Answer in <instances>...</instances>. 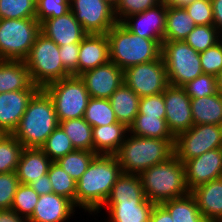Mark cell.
I'll use <instances>...</instances> for the list:
<instances>
[{"label":"cell","mask_w":222,"mask_h":222,"mask_svg":"<svg viewBox=\"0 0 222 222\" xmlns=\"http://www.w3.org/2000/svg\"><path fill=\"white\" fill-rule=\"evenodd\" d=\"M70 11L88 34H106L117 23L114 8L104 0H71Z\"/></svg>","instance_id":"7c38bea8"},{"label":"cell","mask_w":222,"mask_h":222,"mask_svg":"<svg viewBox=\"0 0 222 222\" xmlns=\"http://www.w3.org/2000/svg\"><path fill=\"white\" fill-rule=\"evenodd\" d=\"M32 84L25 61L0 60V93L25 90Z\"/></svg>","instance_id":"d4e9b609"},{"label":"cell","mask_w":222,"mask_h":222,"mask_svg":"<svg viewBox=\"0 0 222 222\" xmlns=\"http://www.w3.org/2000/svg\"><path fill=\"white\" fill-rule=\"evenodd\" d=\"M69 11L68 0H36V19L39 23L48 18L60 17Z\"/></svg>","instance_id":"b9f144b4"},{"label":"cell","mask_w":222,"mask_h":222,"mask_svg":"<svg viewBox=\"0 0 222 222\" xmlns=\"http://www.w3.org/2000/svg\"><path fill=\"white\" fill-rule=\"evenodd\" d=\"M53 193L70 199L75 204L76 181L56 162H52L48 171Z\"/></svg>","instance_id":"8d00e7d4"},{"label":"cell","mask_w":222,"mask_h":222,"mask_svg":"<svg viewBox=\"0 0 222 222\" xmlns=\"http://www.w3.org/2000/svg\"><path fill=\"white\" fill-rule=\"evenodd\" d=\"M167 7L161 2L144 12L128 16L121 23L135 35L153 39L160 46L164 41Z\"/></svg>","instance_id":"9a60e30c"},{"label":"cell","mask_w":222,"mask_h":222,"mask_svg":"<svg viewBox=\"0 0 222 222\" xmlns=\"http://www.w3.org/2000/svg\"><path fill=\"white\" fill-rule=\"evenodd\" d=\"M109 61V41L106 34H87L80 42L78 76Z\"/></svg>","instance_id":"ffe728a7"},{"label":"cell","mask_w":222,"mask_h":222,"mask_svg":"<svg viewBox=\"0 0 222 222\" xmlns=\"http://www.w3.org/2000/svg\"><path fill=\"white\" fill-rule=\"evenodd\" d=\"M106 35L109 41V61L123 71L161 56V46L155 40L135 35L121 22H117Z\"/></svg>","instance_id":"5b68a950"},{"label":"cell","mask_w":222,"mask_h":222,"mask_svg":"<svg viewBox=\"0 0 222 222\" xmlns=\"http://www.w3.org/2000/svg\"><path fill=\"white\" fill-rule=\"evenodd\" d=\"M216 81H217V90L220 94H222V69L216 75Z\"/></svg>","instance_id":"11a10c76"},{"label":"cell","mask_w":222,"mask_h":222,"mask_svg":"<svg viewBox=\"0 0 222 222\" xmlns=\"http://www.w3.org/2000/svg\"><path fill=\"white\" fill-rule=\"evenodd\" d=\"M154 205L147 198L142 202H105L93 215L100 213L103 208H107L106 212L108 211L109 217L105 222H150Z\"/></svg>","instance_id":"7402d4cb"},{"label":"cell","mask_w":222,"mask_h":222,"mask_svg":"<svg viewBox=\"0 0 222 222\" xmlns=\"http://www.w3.org/2000/svg\"><path fill=\"white\" fill-rule=\"evenodd\" d=\"M0 222H28V220L12 209H2L0 210Z\"/></svg>","instance_id":"f5cc1de1"},{"label":"cell","mask_w":222,"mask_h":222,"mask_svg":"<svg viewBox=\"0 0 222 222\" xmlns=\"http://www.w3.org/2000/svg\"><path fill=\"white\" fill-rule=\"evenodd\" d=\"M142 188L149 201L161 204L191 193L186 183L185 167L175 155L139 174Z\"/></svg>","instance_id":"277c9868"},{"label":"cell","mask_w":222,"mask_h":222,"mask_svg":"<svg viewBox=\"0 0 222 222\" xmlns=\"http://www.w3.org/2000/svg\"><path fill=\"white\" fill-rule=\"evenodd\" d=\"M221 40L222 36L214 25H197L184 39L198 53L216 45Z\"/></svg>","instance_id":"d590c367"},{"label":"cell","mask_w":222,"mask_h":222,"mask_svg":"<svg viewBox=\"0 0 222 222\" xmlns=\"http://www.w3.org/2000/svg\"><path fill=\"white\" fill-rule=\"evenodd\" d=\"M161 205L170 213L173 222H207L191 193L181 198L165 201Z\"/></svg>","instance_id":"f546056e"},{"label":"cell","mask_w":222,"mask_h":222,"mask_svg":"<svg viewBox=\"0 0 222 222\" xmlns=\"http://www.w3.org/2000/svg\"><path fill=\"white\" fill-rule=\"evenodd\" d=\"M145 195L139 174H125L117 179L105 202H142Z\"/></svg>","instance_id":"83f0119b"},{"label":"cell","mask_w":222,"mask_h":222,"mask_svg":"<svg viewBox=\"0 0 222 222\" xmlns=\"http://www.w3.org/2000/svg\"><path fill=\"white\" fill-rule=\"evenodd\" d=\"M75 208L77 207L70 199L55 193L39 195L28 222H66L75 215L74 212L77 211Z\"/></svg>","instance_id":"d6986e66"},{"label":"cell","mask_w":222,"mask_h":222,"mask_svg":"<svg viewBox=\"0 0 222 222\" xmlns=\"http://www.w3.org/2000/svg\"><path fill=\"white\" fill-rule=\"evenodd\" d=\"M129 133L139 137L175 139L168 129L166 119L145 117V115H136L134 122L129 127Z\"/></svg>","instance_id":"4dcf8cb0"},{"label":"cell","mask_w":222,"mask_h":222,"mask_svg":"<svg viewBox=\"0 0 222 222\" xmlns=\"http://www.w3.org/2000/svg\"><path fill=\"white\" fill-rule=\"evenodd\" d=\"M196 0H160L167 8L169 7H185Z\"/></svg>","instance_id":"db71d44e"},{"label":"cell","mask_w":222,"mask_h":222,"mask_svg":"<svg viewBox=\"0 0 222 222\" xmlns=\"http://www.w3.org/2000/svg\"><path fill=\"white\" fill-rule=\"evenodd\" d=\"M165 119L174 137L193 125L191 98L183 87L169 85L164 91Z\"/></svg>","instance_id":"4fadbf2b"},{"label":"cell","mask_w":222,"mask_h":222,"mask_svg":"<svg viewBox=\"0 0 222 222\" xmlns=\"http://www.w3.org/2000/svg\"><path fill=\"white\" fill-rule=\"evenodd\" d=\"M165 113L164 92L140 98L137 115L165 119Z\"/></svg>","instance_id":"7dc6e473"},{"label":"cell","mask_w":222,"mask_h":222,"mask_svg":"<svg viewBox=\"0 0 222 222\" xmlns=\"http://www.w3.org/2000/svg\"><path fill=\"white\" fill-rule=\"evenodd\" d=\"M190 98L211 96L218 92L216 76L202 73L183 86Z\"/></svg>","instance_id":"60d3db41"},{"label":"cell","mask_w":222,"mask_h":222,"mask_svg":"<svg viewBox=\"0 0 222 222\" xmlns=\"http://www.w3.org/2000/svg\"><path fill=\"white\" fill-rule=\"evenodd\" d=\"M59 126L69 137L76 150L93 151L92 126L83 117L60 121Z\"/></svg>","instance_id":"1f68e13d"},{"label":"cell","mask_w":222,"mask_h":222,"mask_svg":"<svg viewBox=\"0 0 222 222\" xmlns=\"http://www.w3.org/2000/svg\"><path fill=\"white\" fill-rule=\"evenodd\" d=\"M84 120L92 127L117 123L109 99L90 98L85 110Z\"/></svg>","instance_id":"d6a6232c"},{"label":"cell","mask_w":222,"mask_h":222,"mask_svg":"<svg viewBox=\"0 0 222 222\" xmlns=\"http://www.w3.org/2000/svg\"><path fill=\"white\" fill-rule=\"evenodd\" d=\"M106 1L109 5H111L114 9L117 7L119 4L120 0H104Z\"/></svg>","instance_id":"9f6ffc18"},{"label":"cell","mask_w":222,"mask_h":222,"mask_svg":"<svg viewBox=\"0 0 222 222\" xmlns=\"http://www.w3.org/2000/svg\"><path fill=\"white\" fill-rule=\"evenodd\" d=\"M52 161L41 148H23L16 170L19 183L30 184L48 173Z\"/></svg>","instance_id":"603a6c76"},{"label":"cell","mask_w":222,"mask_h":222,"mask_svg":"<svg viewBox=\"0 0 222 222\" xmlns=\"http://www.w3.org/2000/svg\"><path fill=\"white\" fill-rule=\"evenodd\" d=\"M203 73L216 76L222 69V40L199 53Z\"/></svg>","instance_id":"bcb514c9"},{"label":"cell","mask_w":222,"mask_h":222,"mask_svg":"<svg viewBox=\"0 0 222 222\" xmlns=\"http://www.w3.org/2000/svg\"><path fill=\"white\" fill-rule=\"evenodd\" d=\"M122 173L115 155L97 154L76 182L75 206L90 215L95 214L104 205Z\"/></svg>","instance_id":"6da1fadb"},{"label":"cell","mask_w":222,"mask_h":222,"mask_svg":"<svg viewBox=\"0 0 222 222\" xmlns=\"http://www.w3.org/2000/svg\"><path fill=\"white\" fill-rule=\"evenodd\" d=\"M150 222H173V219L161 204H155L150 216Z\"/></svg>","instance_id":"f907efd6"},{"label":"cell","mask_w":222,"mask_h":222,"mask_svg":"<svg viewBox=\"0 0 222 222\" xmlns=\"http://www.w3.org/2000/svg\"><path fill=\"white\" fill-rule=\"evenodd\" d=\"M191 112L194 125H222V94L191 98Z\"/></svg>","instance_id":"4316f807"},{"label":"cell","mask_w":222,"mask_h":222,"mask_svg":"<svg viewBox=\"0 0 222 222\" xmlns=\"http://www.w3.org/2000/svg\"><path fill=\"white\" fill-rule=\"evenodd\" d=\"M40 33L36 18L0 19V60L24 61Z\"/></svg>","instance_id":"52a82bcc"},{"label":"cell","mask_w":222,"mask_h":222,"mask_svg":"<svg viewBox=\"0 0 222 222\" xmlns=\"http://www.w3.org/2000/svg\"><path fill=\"white\" fill-rule=\"evenodd\" d=\"M175 139L139 137L128 132L115 154L125 174H140L174 155Z\"/></svg>","instance_id":"3957f363"},{"label":"cell","mask_w":222,"mask_h":222,"mask_svg":"<svg viewBox=\"0 0 222 222\" xmlns=\"http://www.w3.org/2000/svg\"><path fill=\"white\" fill-rule=\"evenodd\" d=\"M93 151L74 150L64 157L59 158L56 163L61 166L76 182L86 172L91 161L96 156Z\"/></svg>","instance_id":"836d02e7"},{"label":"cell","mask_w":222,"mask_h":222,"mask_svg":"<svg viewBox=\"0 0 222 222\" xmlns=\"http://www.w3.org/2000/svg\"><path fill=\"white\" fill-rule=\"evenodd\" d=\"M58 126L59 121L52 98L40 88L28 102L12 135L25 148H41Z\"/></svg>","instance_id":"7a4b0ae2"},{"label":"cell","mask_w":222,"mask_h":222,"mask_svg":"<svg viewBox=\"0 0 222 222\" xmlns=\"http://www.w3.org/2000/svg\"><path fill=\"white\" fill-rule=\"evenodd\" d=\"M128 132L129 128L119 122L92 127L93 152L102 155H115Z\"/></svg>","instance_id":"cb8c5ba5"},{"label":"cell","mask_w":222,"mask_h":222,"mask_svg":"<svg viewBox=\"0 0 222 222\" xmlns=\"http://www.w3.org/2000/svg\"><path fill=\"white\" fill-rule=\"evenodd\" d=\"M39 195H45L53 193L51 182L48 177V173L39 177L38 180H33L29 184Z\"/></svg>","instance_id":"681fc988"},{"label":"cell","mask_w":222,"mask_h":222,"mask_svg":"<svg viewBox=\"0 0 222 222\" xmlns=\"http://www.w3.org/2000/svg\"><path fill=\"white\" fill-rule=\"evenodd\" d=\"M195 26L194 20L184 7H169L166 14L164 41H184Z\"/></svg>","instance_id":"f1b7e54d"},{"label":"cell","mask_w":222,"mask_h":222,"mask_svg":"<svg viewBox=\"0 0 222 222\" xmlns=\"http://www.w3.org/2000/svg\"><path fill=\"white\" fill-rule=\"evenodd\" d=\"M24 61L33 84L39 88L71 76L63 67L59 46L41 33L37 36Z\"/></svg>","instance_id":"8992f818"},{"label":"cell","mask_w":222,"mask_h":222,"mask_svg":"<svg viewBox=\"0 0 222 222\" xmlns=\"http://www.w3.org/2000/svg\"><path fill=\"white\" fill-rule=\"evenodd\" d=\"M85 83L91 98L109 99L123 84L124 71L115 63L106 64L87 70L79 75Z\"/></svg>","instance_id":"5bb4252c"},{"label":"cell","mask_w":222,"mask_h":222,"mask_svg":"<svg viewBox=\"0 0 222 222\" xmlns=\"http://www.w3.org/2000/svg\"><path fill=\"white\" fill-rule=\"evenodd\" d=\"M80 43H70L59 46L60 59L65 70L74 76H78V59Z\"/></svg>","instance_id":"c3c4849f"},{"label":"cell","mask_w":222,"mask_h":222,"mask_svg":"<svg viewBox=\"0 0 222 222\" xmlns=\"http://www.w3.org/2000/svg\"><path fill=\"white\" fill-rule=\"evenodd\" d=\"M124 83L140 98L163 93L169 81L162 56L124 70Z\"/></svg>","instance_id":"8fae6325"},{"label":"cell","mask_w":222,"mask_h":222,"mask_svg":"<svg viewBox=\"0 0 222 222\" xmlns=\"http://www.w3.org/2000/svg\"><path fill=\"white\" fill-rule=\"evenodd\" d=\"M6 135L5 132H3L2 130H0V140Z\"/></svg>","instance_id":"6f0895ef"},{"label":"cell","mask_w":222,"mask_h":222,"mask_svg":"<svg viewBox=\"0 0 222 222\" xmlns=\"http://www.w3.org/2000/svg\"><path fill=\"white\" fill-rule=\"evenodd\" d=\"M17 173H0V210L11 209L19 185Z\"/></svg>","instance_id":"f6af8a7d"},{"label":"cell","mask_w":222,"mask_h":222,"mask_svg":"<svg viewBox=\"0 0 222 222\" xmlns=\"http://www.w3.org/2000/svg\"><path fill=\"white\" fill-rule=\"evenodd\" d=\"M186 183L190 191L222 177V148L209 150L184 162Z\"/></svg>","instance_id":"2e32d148"},{"label":"cell","mask_w":222,"mask_h":222,"mask_svg":"<svg viewBox=\"0 0 222 222\" xmlns=\"http://www.w3.org/2000/svg\"><path fill=\"white\" fill-rule=\"evenodd\" d=\"M160 0H120L114 9L117 22H122L128 16L139 14L145 10L156 6Z\"/></svg>","instance_id":"7bdbcfd3"},{"label":"cell","mask_w":222,"mask_h":222,"mask_svg":"<svg viewBox=\"0 0 222 222\" xmlns=\"http://www.w3.org/2000/svg\"><path fill=\"white\" fill-rule=\"evenodd\" d=\"M214 16V26L222 36V0H211Z\"/></svg>","instance_id":"816d5d0a"},{"label":"cell","mask_w":222,"mask_h":222,"mask_svg":"<svg viewBox=\"0 0 222 222\" xmlns=\"http://www.w3.org/2000/svg\"><path fill=\"white\" fill-rule=\"evenodd\" d=\"M140 97L124 82L109 98L119 123L129 128L138 114Z\"/></svg>","instance_id":"484cf974"},{"label":"cell","mask_w":222,"mask_h":222,"mask_svg":"<svg viewBox=\"0 0 222 222\" xmlns=\"http://www.w3.org/2000/svg\"><path fill=\"white\" fill-rule=\"evenodd\" d=\"M36 18V0H0V19Z\"/></svg>","instance_id":"ab89813d"},{"label":"cell","mask_w":222,"mask_h":222,"mask_svg":"<svg viewBox=\"0 0 222 222\" xmlns=\"http://www.w3.org/2000/svg\"><path fill=\"white\" fill-rule=\"evenodd\" d=\"M23 145L12 134L0 140V173L15 172L23 150Z\"/></svg>","instance_id":"e575fe53"},{"label":"cell","mask_w":222,"mask_h":222,"mask_svg":"<svg viewBox=\"0 0 222 222\" xmlns=\"http://www.w3.org/2000/svg\"><path fill=\"white\" fill-rule=\"evenodd\" d=\"M41 149L52 162H56L59 158L75 150L71 140L60 126L48 136Z\"/></svg>","instance_id":"74e56055"},{"label":"cell","mask_w":222,"mask_h":222,"mask_svg":"<svg viewBox=\"0 0 222 222\" xmlns=\"http://www.w3.org/2000/svg\"><path fill=\"white\" fill-rule=\"evenodd\" d=\"M43 89L52 98L59 122L84 117L91 97L79 76L51 82Z\"/></svg>","instance_id":"9c48e42d"},{"label":"cell","mask_w":222,"mask_h":222,"mask_svg":"<svg viewBox=\"0 0 222 222\" xmlns=\"http://www.w3.org/2000/svg\"><path fill=\"white\" fill-rule=\"evenodd\" d=\"M222 148V125H193L175 137L174 155L182 162Z\"/></svg>","instance_id":"30bf717a"},{"label":"cell","mask_w":222,"mask_h":222,"mask_svg":"<svg viewBox=\"0 0 222 222\" xmlns=\"http://www.w3.org/2000/svg\"><path fill=\"white\" fill-rule=\"evenodd\" d=\"M40 32L48 39L53 40L58 46L80 43L88 34L71 11L60 17L48 18L42 21Z\"/></svg>","instance_id":"ac0fdd59"},{"label":"cell","mask_w":222,"mask_h":222,"mask_svg":"<svg viewBox=\"0 0 222 222\" xmlns=\"http://www.w3.org/2000/svg\"><path fill=\"white\" fill-rule=\"evenodd\" d=\"M39 194L29 185L20 183L14 195L11 209L27 220L32 216Z\"/></svg>","instance_id":"f35d334b"},{"label":"cell","mask_w":222,"mask_h":222,"mask_svg":"<svg viewBox=\"0 0 222 222\" xmlns=\"http://www.w3.org/2000/svg\"><path fill=\"white\" fill-rule=\"evenodd\" d=\"M195 25H214L211 0H196L184 7Z\"/></svg>","instance_id":"ee69618b"},{"label":"cell","mask_w":222,"mask_h":222,"mask_svg":"<svg viewBox=\"0 0 222 222\" xmlns=\"http://www.w3.org/2000/svg\"><path fill=\"white\" fill-rule=\"evenodd\" d=\"M191 194L207 222L222 218V177L196 187Z\"/></svg>","instance_id":"44dd1931"},{"label":"cell","mask_w":222,"mask_h":222,"mask_svg":"<svg viewBox=\"0 0 222 222\" xmlns=\"http://www.w3.org/2000/svg\"><path fill=\"white\" fill-rule=\"evenodd\" d=\"M161 56L169 85L183 87L203 73L199 53L185 41H163Z\"/></svg>","instance_id":"ba28073f"},{"label":"cell","mask_w":222,"mask_h":222,"mask_svg":"<svg viewBox=\"0 0 222 222\" xmlns=\"http://www.w3.org/2000/svg\"><path fill=\"white\" fill-rule=\"evenodd\" d=\"M40 88L32 84L28 89L0 93V130L12 134L17 128L28 102Z\"/></svg>","instance_id":"e0dca14e"}]
</instances>
